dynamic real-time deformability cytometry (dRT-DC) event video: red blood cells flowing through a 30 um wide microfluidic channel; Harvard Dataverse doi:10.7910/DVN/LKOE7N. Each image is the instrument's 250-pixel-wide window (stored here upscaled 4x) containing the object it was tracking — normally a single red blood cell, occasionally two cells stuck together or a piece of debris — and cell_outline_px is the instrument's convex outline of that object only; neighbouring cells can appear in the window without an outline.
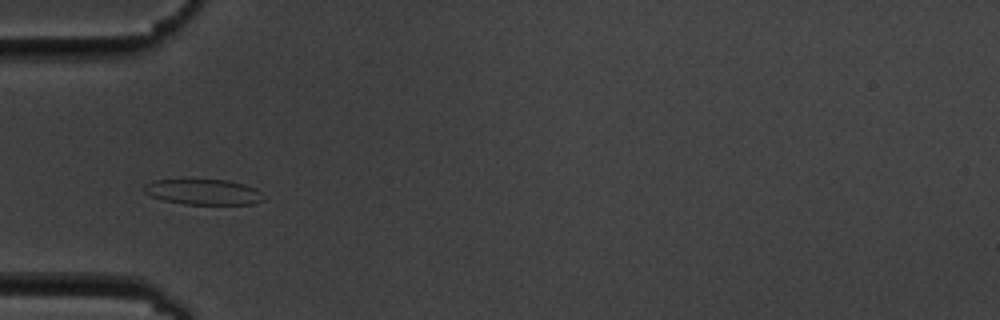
{"species": "common noctule bat (a hibernating species)", "species_latin": "Nyctalus noctula", "temperature_condition": "cold", "stored_images_in_passage": 15, "camera_frame_rate_fps": 3000, "um_per_image_px": 0.085, "animal": {"sex": "male", "body_mass_g": 19.5, "forearm_length_mm": 54.6}, "frame": {"image": 1, "passage_image": 5, "time_ms": 5.333, "image_size_px": [1000, 320], "cell_outline_px": [[264, 200], [252, 204], [184, 204], [164, 200], [152, 196], [144, 192], [144, 184], [152, 180], [228, 180], [244, 184], [256, 188], [260, 192]], "centroid_in_image_um": [17.28, 16.31], "position_along_channel_um": 67.7, "area_um2": 17.63}}
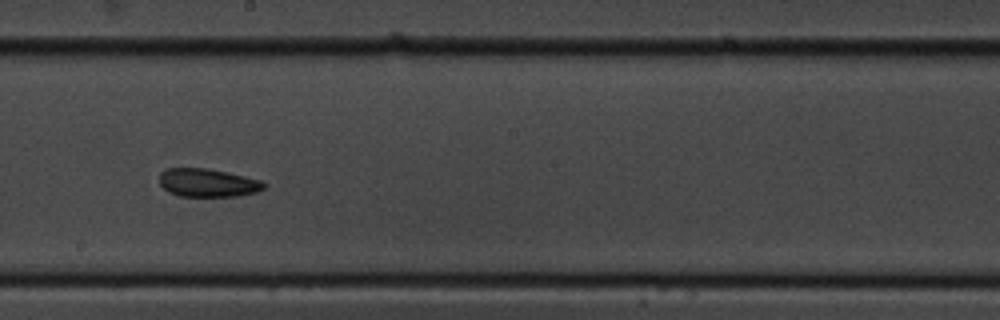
{"frame": {"image": 2, "passage_image": 9, "time_ms": 10.0, "image_size_px": [1000, 320], "cell_outline_px": [[268, 184], [264, 188], [256, 192], [236, 196], [180, 196], [168, 192], [160, 184], [160, 172], [164, 168], [208, 168], [228, 172], [260, 180]], "centroid_in_image_um": [17.65, 15.53], "position_along_channel_um": 230.6, "area_um2": 17.28}}
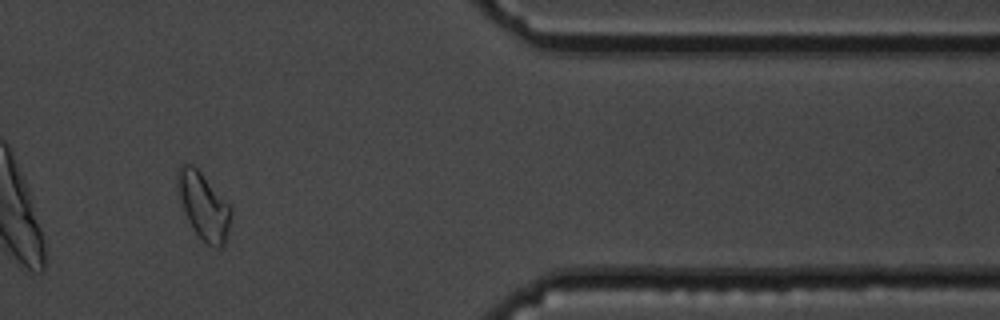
{"frame": {"image": 3, "passage_image": 13, "time_ms": 15.333, "image_size_px": [1000, 320], "cell_outline_px": [[232, 212], [228, 232], [224, 244], [220, 248], [216, 248], [208, 244], [192, 228], [188, 220], [176, 184], [176, 176], [180, 164], [192, 164], [200, 172], [228, 204]], "centroid_in_image_um": [17.3, 17.5], "position_along_channel_um": 394.1, "area_um2": 20.17}, "authors_computed_cell_mechanics": {"area_um2": 18.496, "velocity_mm_per_s": 3.5144, "shape_relaxation_time_tau1_ms": null, "shape_relaxation_time_tau2_ms": 4.3545, "deformation_change_tau1": null, "deformation_change_tau2": 0.0857}}